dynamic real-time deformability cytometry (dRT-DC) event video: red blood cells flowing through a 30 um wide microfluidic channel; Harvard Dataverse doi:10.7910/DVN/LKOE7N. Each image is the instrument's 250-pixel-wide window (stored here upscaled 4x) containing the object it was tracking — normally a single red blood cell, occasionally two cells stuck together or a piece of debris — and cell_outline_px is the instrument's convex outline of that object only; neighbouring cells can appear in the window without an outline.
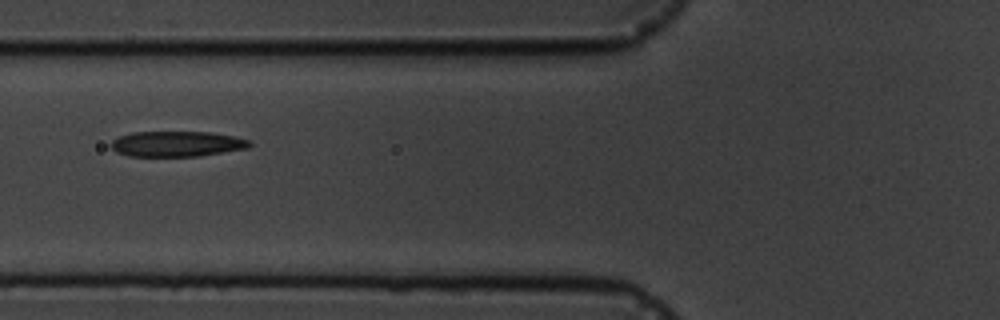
{"species": "common noctule bat (a hibernating species)", "species_latin": "Nyctalus noctula", "temperature_condition": "cold", "stored_images_in_passage": 4, "camera_frame_rate_fps": 3000, "um_per_image_px": 0.085, "animal": {"sex": "male", "body_mass_g": 19.5, "forearm_length_mm": 54.6}, "frame": {"image": 1, "passage_image": 4, "time_ms": 4.333, "image_size_px": [1000, 320], "cell_outline_px": [[252, 144], [248, 148], [200, 156], [128, 156], [116, 152], [108, 144], [112, 140], [120, 136], [132, 132], [208, 132], [232, 136], [248, 140]], "centroid_in_image_um": [14.99, 12.23], "position_along_channel_um": 110.8, "area_um2": 20.52}}